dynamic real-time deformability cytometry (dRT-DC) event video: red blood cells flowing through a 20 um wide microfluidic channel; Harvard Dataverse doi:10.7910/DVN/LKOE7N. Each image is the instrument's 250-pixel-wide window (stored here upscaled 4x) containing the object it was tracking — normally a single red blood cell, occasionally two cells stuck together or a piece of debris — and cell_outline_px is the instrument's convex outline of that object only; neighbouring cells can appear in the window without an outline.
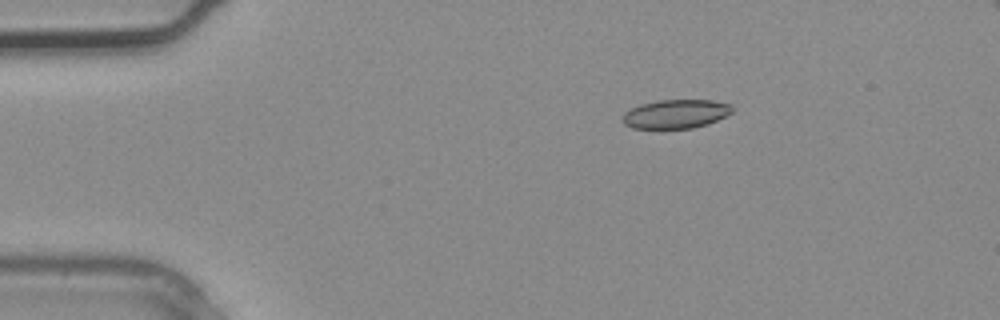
{"species": "common noctule bat (a hibernating species)", "species_latin": "Nyctalus noctula", "temperature_condition": "warm", "stored_images_in_passage": 1, "camera_frame_rate_fps": 3000, "um_per_image_px": 0.085, "animal": {"sex": "male", "body_mass_g": 20.4}, "frame": {"image": 1, "passage_image": 1, "time_ms": 0.0, "image_size_px": [1000, 320], "cell_outline_px": [[732, 112], [708, 124], [692, 128], [632, 128], [624, 124], [624, 112], [640, 104], [656, 100], [712, 100], [732, 104]], "centroid_in_image_um": [57.45, 9.67], "position_along_channel_um": 27.6, "area_um2": 18.32}}